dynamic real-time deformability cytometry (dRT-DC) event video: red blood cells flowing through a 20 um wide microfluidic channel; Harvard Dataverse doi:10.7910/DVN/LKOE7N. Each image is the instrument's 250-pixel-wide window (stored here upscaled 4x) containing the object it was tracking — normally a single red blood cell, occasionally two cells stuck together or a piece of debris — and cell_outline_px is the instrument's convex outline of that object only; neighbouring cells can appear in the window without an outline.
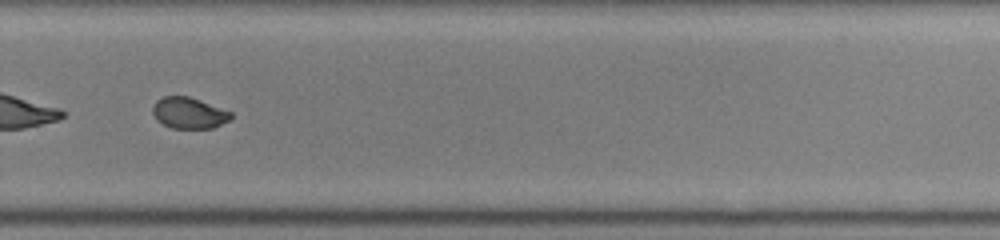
{"species": "common noctule bat (a hibernating species)", "species_latin": "Nyctalus noctula", "temperature_condition": "room temperature", "stored_images_in_passage": 31, "camera_frame_rate_fps": 3000, "um_per_image_px": 0.085, "animal": {"sex": "female", "body_mass_g": 22.0, "forearm_length_mm": 56.7}, "frame": {"image": 1, "passage_image": 18, "time_ms": 5.667, "image_size_px": [1000, 240], "cell_outline_px": [[232, 116], [228, 120], [212, 128], [172, 128], [156, 120], [152, 112], [152, 104], [156, 100], [164, 96], [188, 96], [200, 100], [232, 112]], "centroid_in_image_um": [16.01, 9.59], "position_along_channel_um": 313.8, "area_um2": 14.16}}